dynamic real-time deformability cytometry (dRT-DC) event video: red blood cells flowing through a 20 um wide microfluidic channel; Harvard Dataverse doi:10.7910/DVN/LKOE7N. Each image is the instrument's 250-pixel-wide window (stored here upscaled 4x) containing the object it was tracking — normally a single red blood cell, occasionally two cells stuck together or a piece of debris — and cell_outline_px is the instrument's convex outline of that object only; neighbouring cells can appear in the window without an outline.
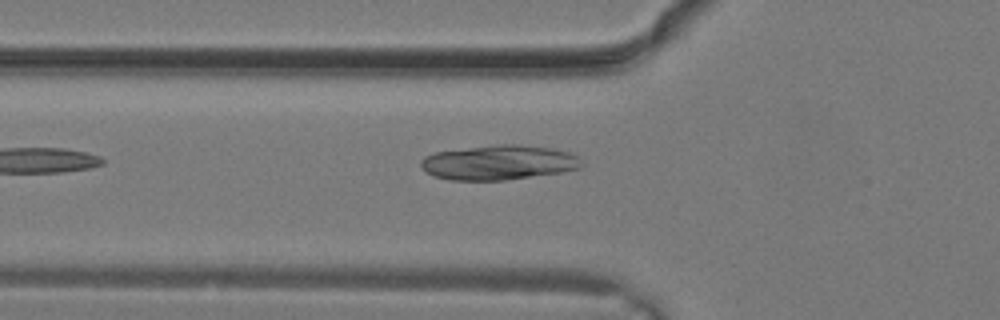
{"species": "common noctule bat (a hibernating species)", "species_latin": "Nyctalus noctula", "temperature_condition": "warm", "stored_images_in_passage": 8, "camera_frame_rate_fps": 3000, "um_per_image_px": 0.085, "animal": {"sex": "male", "body_mass_g": 19.2, "forearm_length_mm": 51.8}, "frame": {"image": 1, "passage_image": 8, "time_ms": 2.333, "image_size_px": [1000, 320], "cell_outline_px": [[584, 164], [580, 168], [560, 172], [504, 180], [452, 180], [432, 176], [420, 164], [420, 160], [424, 156], [436, 152], [500, 144], [520, 144], [552, 148], [568, 152], [576, 156]], "centroid_in_image_um": [42.39, 13.81], "position_along_channel_um": 83.4, "area_um2": 32.25}}